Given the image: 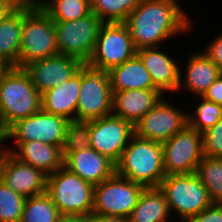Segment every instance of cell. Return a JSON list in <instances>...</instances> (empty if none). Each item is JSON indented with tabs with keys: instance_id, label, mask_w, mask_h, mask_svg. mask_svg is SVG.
I'll list each match as a JSON object with an SVG mask.
<instances>
[{
	"instance_id": "cell-24",
	"label": "cell",
	"mask_w": 222,
	"mask_h": 222,
	"mask_svg": "<svg viewBox=\"0 0 222 222\" xmlns=\"http://www.w3.org/2000/svg\"><path fill=\"white\" fill-rule=\"evenodd\" d=\"M171 213L163 191L159 187H145L128 222H177Z\"/></svg>"
},
{
	"instance_id": "cell-20",
	"label": "cell",
	"mask_w": 222,
	"mask_h": 222,
	"mask_svg": "<svg viewBox=\"0 0 222 222\" xmlns=\"http://www.w3.org/2000/svg\"><path fill=\"white\" fill-rule=\"evenodd\" d=\"M195 52V53H194ZM188 56L184 69L180 67V78L177 92L186 90L195 97L203 96L210 85L222 74L218 68L202 51H194ZM197 52V53H196ZM202 52V53H201ZM185 73L184 75L182 73ZM183 76V78H182Z\"/></svg>"
},
{
	"instance_id": "cell-29",
	"label": "cell",
	"mask_w": 222,
	"mask_h": 222,
	"mask_svg": "<svg viewBox=\"0 0 222 222\" xmlns=\"http://www.w3.org/2000/svg\"><path fill=\"white\" fill-rule=\"evenodd\" d=\"M142 0H91V12L104 23L124 22Z\"/></svg>"
},
{
	"instance_id": "cell-11",
	"label": "cell",
	"mask_w": 222,
	"mask_h": 222,
	"mask_svg": "<svg viewBox=\"0 0 222 222\" xmlns=\"http://www.w3.org/2000/svg\"><path fill=\"white\" fill-rule=\"evenodd\" d=\"M166 175L196 173L204 157L203 134L188 125L162 143Z\"/></svg>"
},
{
	"instance_id": "cell-16",
	"label": "cell",
	"mask_w": 222,
	"mask_h": 222,
	"mask_svg": "<svg viewBox=\"0 0 222 222\" xmlns=\"http://www.w3.org/2000/svg\"><path fill=\"white\" fill-rule=\"evenodd\" d=\"M82 62L66 55H55L31 62L24 69L40 94L62 85L75 75Z\"/></svg>"
},
{
	"instance_id": "cell-41",
	"label": "cell",
	"mask_w": 222,
	"mask_h": 222,
	"mask_svg": "<svg viewBox=\"0 0 222 222\" xmlns=\"http://www.w3.org/2000/svg\"><path fill=\"white\" fill-rule=\"evenodd\" d=\"M18 2L24 6H41L44 0H18Z\"/></svg>"
},
{
	"instance_id": "cell-39",
	"label": "cell",
	"mask_w": 222,
	"mask_h": 222,
	"mask_svg": "<svg viewBox=\"0 0 222 222\" xmlns=\"http://www.w3.org/2000/svg\"><path fill=\"white\" fill-rule=\"evenodd\" d=\"M57 222H88V217L83 215H61Z\"/></svg>"
},
{
	"instance_id": "cell-18",
	"label": "cell",
	"mask_w": 222,
	"mask_h": 222,
	"mask_svg": "<svg viewBox=\"0 0 222 222\" xmlns=\"http://www.w3.org/2000/svg\"><path fill=\"white\" fill-rule=\"evenodd\" d=\"M63 167L93 185L100 184L116 172V165L91 147L68 153L63 158Z\"/></svg>"
},
{
	"instance_id": "cell-31",
	"label": "cell",
	"mask_w": 222,
	"mask_h": 222,
	"mask_svg": "<svg viewBox=\"0 0 222 222\" xmlns=\"http://www.w3.org/2000/svg\"><path fill=\"white\" fill-rule=\"evenodd\" d=\"M25 200L0 180V222H20Z\"/></svg>"
},
{
	"instance_id": "cell-13",
	"label": "cell",
	"mask_w": 222,
	"mask_h": 222,
	"mask_svg": "<svg viewBox=\"0 0 222 222\" xmlns=\"http://www.w3.org/2000/svg\"><path fill=\"white\" fill-rule=\"evenodd\" d=\"M172 105L163 97L134 125V134L141 139L163 143L183 130L188 125V112Z\"/></svg>"
},
{
	"instance_id": "cell-23",
	"label": "cell",
	"mask_w": 222,
	"mask_h": 222,
	"mask_svg": "<svg viewBox=\"0 0 222 222\" xmlns=\"http://www.w3.org/2000/svg\"><path fill=\"white\" fill-rule=\"evenodd\" d=\"M111 91L157 89L141 59L135 55L108 71Z\"/></svg>"
},
{
	"instance_id": "cell-17",
	"label": "cell",
	"mask_w": 222,
	"mask_h": 222,
	"mask_svg": "<svg viewBox=\"0 0 222 222\" xmlns=\"http://www.w3.org/2000/svg\"><path fill=\"white\" fill-rule=\"evenodd\" d=\"M160 47H143L137 49L136 55L148 70L154 86L164 96L169 92L177 94L180 64L173 56L161 51Z\"/></svg>"
},
{
	"instance_id": "cell-4",
	"label": "cell",
	"mask_w": 222,
	"mask_h": 222,
	"mask_svg": "<svg viewBox=\"0 0 222 222\" xmlns=\"http://www.w3.org/2000/svg\"><path fill=\"white\" fill-rule=\"evenodd\" d=\"M58 54L54 21L40 6L23 5L18 67L24 68L33 61Z\"/></svg>"
},
{
	"instance_id": "cell-12",
	"label": "cell",
	"mask_w": 222,
	"mask_h": 222,
	"mask_svg": "<svg viewBox=\"0 0 222 222\" xmlns=\"http://www.w3.org/2000/svg\"><path fill=\"white\" fill-rule=\"evenodd\" d=\"M137 49L123 22L104 23L88 63L109 71L136 55Z\"/></svg>"
},
{
	"instance_id": "cell-2",
	"label": "cell",
	"mask_w": 222,
	"mask_h": 222,
	"mask_svg": "<svg viewBox=\"0 0 222 222\" xmlns=\"http://www.w3.org/2000/svg\"><path fill=\"white\" fill-rule=\"evenodd\" d=\"M41 110V94L24 68H12L0 79V135L16 121Z\"/></svg>"
},
{
	"instance_id": "cell-26",
	"label": "cell",
	"mask_w": 222,
	"mask_h": 222,
	"mask_svg": "<svg viewBox=\"0 0 222 222\" xmlns=\"http://www.w3.org/2000/svg\"><path fill=\"white\" fill-rule=\"evenodd\" d=\"M53 21L78 20L91 14V0H44L40 6Z\"/></svg>"
},
{
	"instance_id": "cell-19",
	"label": "cell",
	"mask_w": 222,
	"mask_h": 222,
	"mask_svg": "<svg viewBox=\"0 0 222 222\" xmlns=\"http://www.w3.org/2000/svg\"><path fill=\"white\" fill-rule=\"evenodd\" d=\"M164 95L158 89L112 91V115L133 126L150 111Z\"/></svg>"
},
{
	"instance_id": "cell-10",
	"label": "cell",
	"mask_w": 222,
	"mask_h": 222,
	"mask_svg": "<svg viewBox=\"0 0 222 222\" xmlns=\"http://www.w3.org/2000/svg\"><path fill=\"white\" fill-rule=\"evenodd\" d=\"M68 122L69 120L62 116L50 114L41 109L12 124L1 135V145L10 139H13V142L38 140L63 149Z\"/></svg>"
},
{
	"instance_id": "cell-34",
	"label": "cell",
	"mask_w": 222,
	"mask_h": 222,
	"mask_svg": "<svg viewBox=\"0 0 222 222\" xmlns=\"http://www.w3.org/2000/svg\"><path fill=\"white\" fill-rule=\"evenodd\" d=\"M179 222H222V204L213 203L199 214L183 218Z\"/></svg>"
},
{
	"instance_id": "cell-33",
	"label": "cell",
	"mask_w": 222,
	"mask_h": 222,
	"mask_svg": "<svg viewBox=\"0 0 222 222\" xmlns=\"http://www.w3.org/2000/svg\"><path fill=\"white\" fill-rule=\"evenodd\" d=\"M202 134L204 156L222 158V118Z\"/></svg>"
},
{
	"instance_id": "cell-38",
	"label": "cell",
	"mask_w": 222,
	"mask_h": 222,
	"mask_svg": "<svg viewBox=\"0 0 222 222\" xmlns=\"http://www.w3.org/2000/svg\"><path fill=\"white\" fill-rule=\"evenodd\" d=\"M88 222H128V220L121 216H105L92 213L88 216Z\"/></svg>"
},
{
	"instance_id": "cell-1",
	"label": "cell",
	"mask_w": 222,
	"mask_h": 222,
	"mask_svg": "<svg viewBox=\"0 0 222 222\" xmlns=\"http://www.w3.org/2000/svg\"><path fill=\"white\" fill-rule=\"evenodd\" d=\"M178 3L177 0H142L136 6L123 22L136 49L158 47L192 30V19Z\"/></svg>"
},
{
	"instance_id": "cell-9",
	"label": "cell",
	"mask_w": 222,
	"mask_h": 222,
	"mask_svg": "<svg viewBox=\"0 0 222 222\" xmlns=\"http://www.w3.org/2000/svg\"><path fill=\"white\" fill-rule=\"evenodd\" d=\"M144 188L115 172L107 180L94 185L92 213L128 218Z\"/></svg>"
},
{
	"instance_id": "cell-25",
	"label": "cell",
	"mask_w": 222,
	"mask_h": 222,
	"mask_svg": "<svg viewBox=\"0 0 222 222\" xmlns=\"http://www.w3.org/2000/svg\"><path fill=\"white\" fill-rule=\"evenodd\" d=\"M22 27L23 5L0 22V56L15 67H18Z\"/></svg>"
},
{
	"instance_id": "cell-14",
	"label": "cell",
	"mask_w": 222,
	"mask_h": 222,
	"mask_svg": "<svg viewBox=\"0 0 222 222\" xmlns=\"http://www.w3.org/2000/svg\"><path fill=\"white\" fill-rule=\"evenodd\" d=\"M89 133L90 147L116 165L130 138L134 135V126L111 114L91 120Z\"/></svg>"
},
{
	"instance_id": "cell-7",
	"label": "cell",
	"mask_w": 222,
	"mask_h": 222,
	"mask_svg": "<svg viewBox=\"0 0 222 222\" xmlns=\"http://www.w3.org/2000/svg\"><path fill=\"white\" fill-rule=\"evenodd\" d=\"M76 120L91 121L111 115L112 91L108 71L82 63Z\"/></svg>"
},
{
	"instance_id": "cell-21",
	"label": "cell",
	"mask_w": 222,
	"mask_h": 222,
	"mask_svg": "<svg viewBox=\"0 0 222 222\" xmlns=\"http://www.w3.org/2000/svg\"><path fill=\"white\" fill-rule=\"evenodd\" d=\"M14 147L5 148L15 158L42 171L45 175H51L63 167L62 149L57 145H51L38 140L29 142H14Z\"/></svg>"
},
{
	"instance_id": "cell-3",
	"label": "cell",
	"mask_w": 222,
	"mask_h": 222,
	"mask_svg": "<svg viewBox=\"0 0 222 222\" xmlns=\"http://www.w3.org/2000/svg\"><path fill=\"white\" fill-rule=\"evenodd\" d=\"M116 173L144 187H159L166 176L162 143L134 134L116 164Z\"/></svg>"
},
{
	"instance_id": "cell-27",
	"label": "cell",
	"mask_w": 222,
	"mask_h": 222,
	"mask_svg": "<svg viewBox=\"0 0 222 222\" xmlns=\"http://www.w3.org/2000/svg\"><path fill=\"white\" fill-rule=\"evenodd\" d=\"M59 210L47 193L26 198L20 222H57Z\"/></svg>"
},
{
	"instance_id": "cell-15",
	"label": "cell",
	"mask_w": 222,
	"mask_h": 222,
	"mask_svg": "<svg viewBox=\"0 0 222 222\" xmlns=\"http://www.w3.org/2000/svg\"><path fill=\"white\" fill-rule=\"evenodd\" d=\"M0 180L25 198L46 193L47 175L0 147Z\"/></svg>"
},
{
	"instance_id": "cell-35",
	"label": "cell",
	"mask_w": 222,
	"mask_h": 222,
	"mask_svg": "<svg viewBox=\"0 0 222 222\" xmlns=\"http://www.w3.org/2000/svg\"><path fill=\"white\" fill-rule=\"evenodd\" d=\"M204 50L205 55L222 70V32Z\"/></svg>"
},
{
	"instance_id": "cell-36",
	"label": "cell",
	"mask_w": 222,
	"mask_h": 222,
	"mask_svg": "<svg viewBox=\"0 0 222 222\" xmlns=\"http://www.w3.org/2000/svg\"><path fill=\"white\" fill-rule=\"evenodd\" d=\"M202 97L222 106V74L210 85Z\"/></svg>"
},
{
	"instance_id": "cell-8",
	"label": "cell",
	"mask_w": 222,
	"mask_h": 222,
	"mask_svg": "<svg viewBox=\"0 0 222 222\" xmlns=\"http://www.w3.org/2000/svg\"><path fill=\"white\" fill-rule=\"evenodd\" d=\"M103 24L94 13L78 20L54 21L59 54L88 62Z\"/></svg>"
},
{
	"instance_id": "cell-40",
	"label": "cell",
	"mask_w": 222,
	"mask_h": 222,
	"mask_svg": "<svg viewBox=\"0 0 222 222\" xmlns=\"http://www.w3.org/2000/svg\"><path fill=\"white\" fill-rule=\"evenodd\" d=\"M12 68V65L9 64L5 59L0 56V79Z\"/></svg>"
},
{
	"instance_id": "cell-32",
	"label": "cell",
	"mask_w": 222,
	"mask_h": 222,
	"mask_svg": "<svg viewBox=\"0 0 222 222\" xmlns=\"http://www.w3.org/2000/svg\"><path fill=\"white\" fill-rule=\"evenodd\" d=\"M90 121L72 120L66 128L63 158L70 152H77L90 147Z\"/></svg>"
},
{
	"instance_id": "cell-30",
	"label": "cell",
	"mask_w": 222,
	"mask_h": 222,
	"mask_svg": "<svg viewBox=\"0 0 222 222\" xmlns=\"http://www.w3.org/2000/svg\"><path fill=\"white\" fill-rule=\"evenodd\" d=\"M198 98L199 103L193 114H187L188 126L202 133L209 127L214 126L222 118V106L206 100L202 96Z\"/></svg>"
},
{
	"instance_id": "cell-5",
	"label": "cell",
	"mask_w": 222,
	"mask_h": 222,
	"mask_svg": "<svg viewBox=\"0 0 222 222\" xmlns=\"http://www.w3.org/2000/svg\"><path fill=\"white\" fill-rule=\"evenodd\" d=\"M46 193L61 215L92 214L94 185L65 167L47 176Z\"/></svg>"
},
{
	"instance_id": "cell-37",
	"label": "cell",
	"mask_w": 222,
	"mask_h": 222,
	"mask_svg": "<svg viewBox=\"0 0 222 222\" xmlns=\"http://www.w3.org/2000/svg\"><path fill=\"white\" fill-rule=\"evenodd\" d=\"M20 6L18 0H0V22L8 18Z\"/></svg>"
},
{
	"instance_id": "cell-22",
	"label": "cell",
	"mask_w": 222,
	"mask_h": 222,
	"mask_svg": "<svg viewBox=\"0 0 222 222\" xmlns=\"http://www.w3.org/2000/svg\"><path fill=\"white\" fill-rule=\"evenodd\" d=\"M80 86L81 69L62 85L42 93L41 109L44 112L62 116L69 121L76 120Z\"/></svg>"
},
{
	"instance_id": "cell-28",
	"label": "cell",
	"mask_w": 222,
	"mask_h": 222,
	"mask_svg": "<svg viewBox=\"0 0 222 222\" xmlns=\"http://www.w3.org/2000/svg\"><path fill=\"white\" fill-rule=\"evenodd\" d=\"M196 174L208 190L212 202L222 204V158L204 156Z\"/></svg>"
},
{
	"instance_id": "cell-6",
	"label": "cell",
	"mask_w": 222,
	"mask_h": 222,
	"mask_svg": "<svg viewBox=\"0 0 222 222\" xmlns=\"http://www.w3.org/2000/svg\"><path fill=\"white\" fill-rule=\"evenodd\" d=\"M159 188L163 191L171 215L177 218L195 216L213 204L209 192L196 173L166 175Z\"/></svg>"
}]
</instances>
